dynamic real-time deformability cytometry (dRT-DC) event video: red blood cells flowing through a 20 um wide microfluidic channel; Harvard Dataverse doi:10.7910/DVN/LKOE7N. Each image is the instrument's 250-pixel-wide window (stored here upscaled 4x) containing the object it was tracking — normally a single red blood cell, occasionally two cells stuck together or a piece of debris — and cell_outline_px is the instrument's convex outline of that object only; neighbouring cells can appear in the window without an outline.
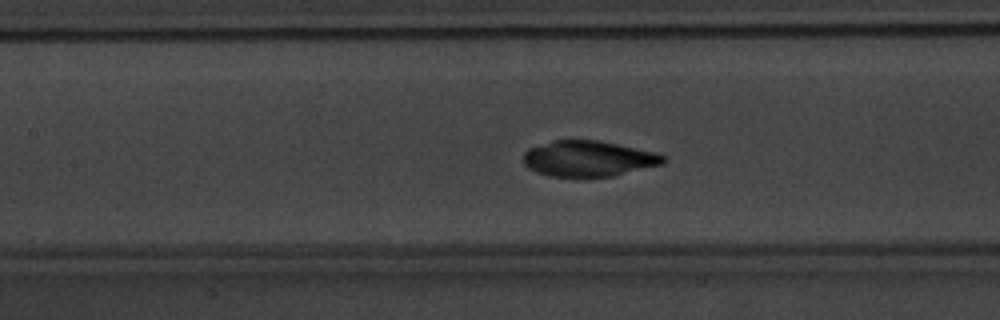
{"species": "common noctule bat (a hibernating species)", "species_latin": "Nyctalus noctula", "temperature_condition": "warm", "stored_images_in_passage": 49, "camera_frame_rate_fps": 3000, "um_per_image_px": 0.085, "animal": {"sex": "male", "body_mass_g": 20.1, "forearm_length_mm": 53.5}, "frame": {"image": 1, "passage_image": 26, "time_ms": 8.333, "image_size_px": [1000, 320], "cell_outline_px": [[664, 164], [612, 176], [548, 176], [536, 172], [528, 168], [524, 164], [524, 152], [528, 148], [552, 140], [600, 140], [656, 152], [664, 156]], "centroid_in_image_um": [50.0, 13.47], "position_along_channel_um": 157.4, "area_um2": 29.13}}
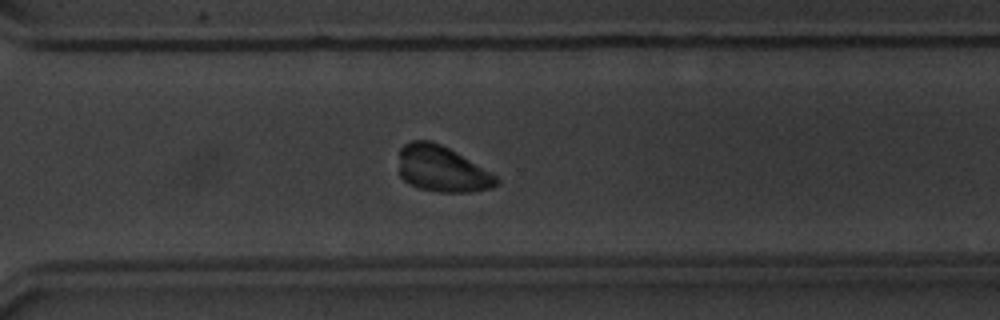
{"frame": {"image": 2, "passage_image": 40, "time_ms": 13.0, "image_size_px": [1000, 320], "cell_outline_px": [[500, 184], [492, 188], [468, 192], [436, 192], [420, 188], [404, 180], [400, 176], [400, 148], [404, 144], [412, 140], [428, 140], [440, 144], [456, 152], [496, 176], [500, 180]], "centroid_in_image_um": [37.57, 14.37], "position_along_channel_um": 333.0, "area_um2": 25.89}}
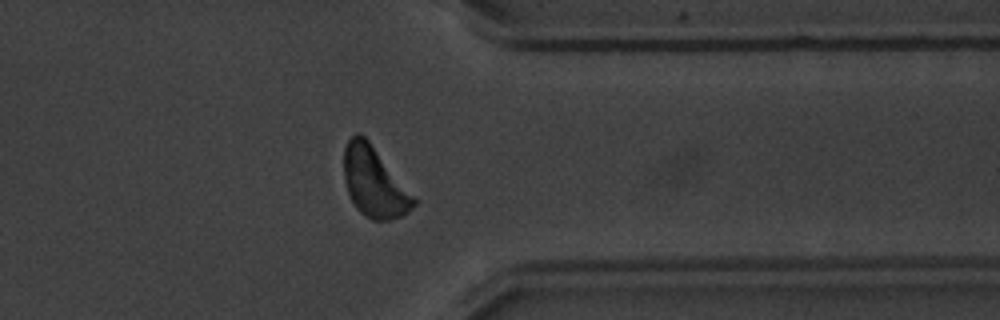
{"frame": {"image": 3, "passage_image": 44, "time_ms": 14.333, "image_size_px": [1000, 320], "cell_outline_px": [[416, 204], [408, 212], [392, 220], [372, 220], [360, 212], [356, 208], [348, 192], [344, 180], [344, 148], [348, 140], [356, 132], [360, 132], [368, 140], [416, 200]], "centroid_in_image_um": [31.77, 15.49], "position_along_channel_um": 379.6, "area_um2": 27.86}}